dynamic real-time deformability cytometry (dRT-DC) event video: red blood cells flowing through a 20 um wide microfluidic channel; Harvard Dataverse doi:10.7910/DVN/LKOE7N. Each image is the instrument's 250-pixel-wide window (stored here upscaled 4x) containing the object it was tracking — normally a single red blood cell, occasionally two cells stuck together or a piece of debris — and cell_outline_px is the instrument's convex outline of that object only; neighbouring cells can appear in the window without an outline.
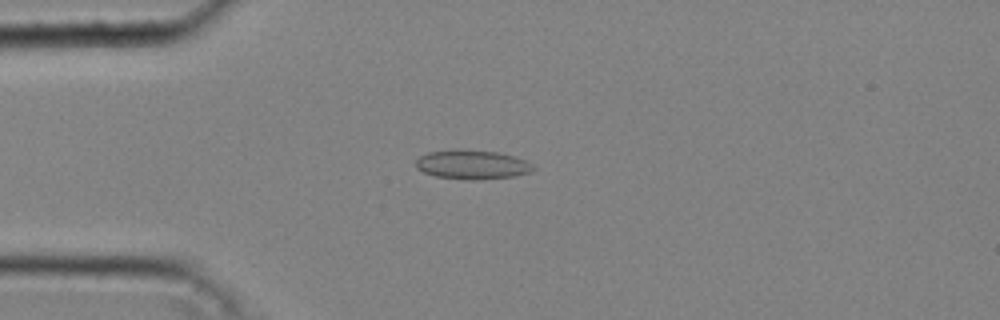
{"species": "common noctule bat (a hibernating species)", "species_latin": "Nyctalus noctula", "temperature_condition": "cold", "stored_images_in_passage": 45, "camera_frame_rate_fps": 3000, "um_per_image_px": 0.085, "animal": {"sex": "male", "body_mass_g": 20.4}, "frame": {"image": 1, "passage_image": 12, "time_ms": 3.667, "image_size_px": [1000, 320], "cell_outline_px": [[536, 168], [528, 172], [516, 176], [472, 180], [436, 176], [424, 172], [416, 168], [416, 160], [420, 156], [428, 152], [460, 148], [496, 152], [512, 156], [524, 160], [532, 164]], "centroid_in_image_um": [40.11, 13.98], "position_along_channel_um": 44.9, "area_um2": 19.88}}
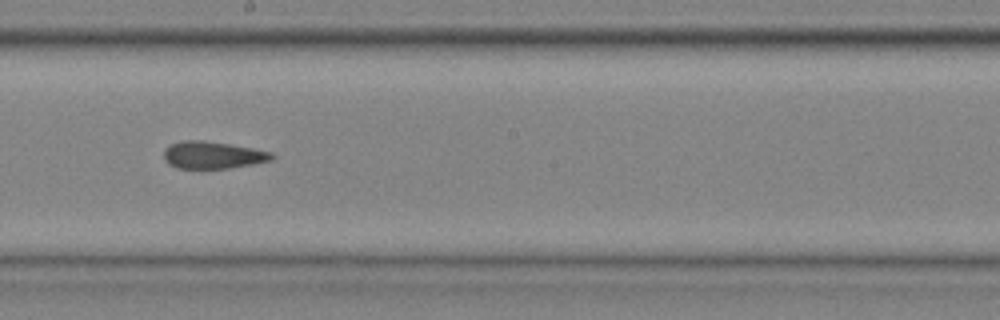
{"frame": {"image": 2, "passage_image": 26, "time_ms": 8.333, "image_size_px": [1000, 320], "cell_outline_px": [[276, 156], [272, 160], [252, 164], [228, 168], [176, 168], [168, 164], [164, 156], [164, 148], [172, 144], [184, 140], [204, 140], [252, 148], [272, 152]], "centroid_in_image_um": [18.09, 13.18], "position_along_channel_um": 230.1, "area_um2": 17.05}}
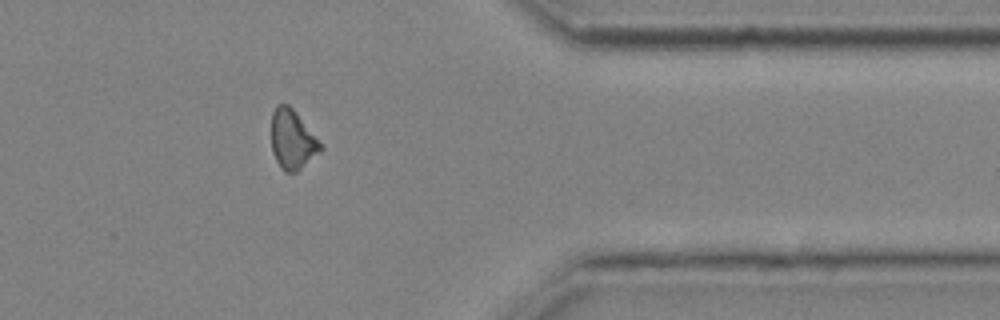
{"frame": {"image": 3, "passage_image": 38, "time_ms": 12.333, "image_size_px": [1000, 320], "cell_outline_px": [[324, 148], [320, 152], [296, 172], [284, 172], [280, 168], [272, 152], [272, 112], [276, 104], [288, 104], [296, 112], [324, 144]], "centroid_in_image_um": [24.88, 11.86], "position_along_channel_um": 386.5, "area_um2": 17.22}, "authors_computed_cell_mechanics": {"area_um2": 17.34, "velocity_mm_per_s": 4.3171, "shape_relaxation_time_tau1_ms": null, "shape_relaxation_time_tau2_ms": 5.2468, "deformation_change_tau1": null, "deformation_change_tau2": 0.152}}